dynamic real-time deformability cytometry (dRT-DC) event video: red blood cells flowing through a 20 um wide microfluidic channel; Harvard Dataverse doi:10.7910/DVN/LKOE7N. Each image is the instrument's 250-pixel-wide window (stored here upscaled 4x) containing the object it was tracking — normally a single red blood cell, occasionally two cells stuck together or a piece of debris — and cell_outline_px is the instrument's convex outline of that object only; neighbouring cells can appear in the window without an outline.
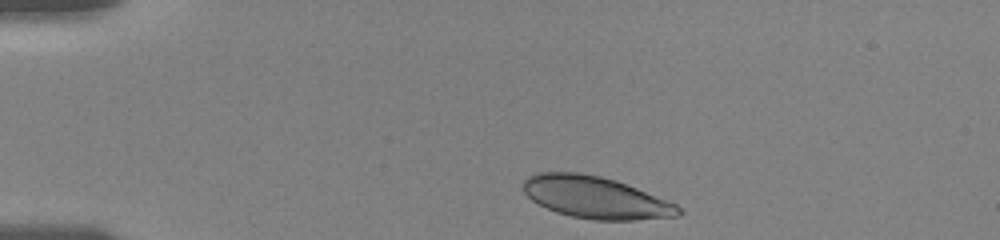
{"species": "human", "species_latin": "Homo sapiens", "temperature_condition": "room temperature", "stored_images_in_passage": 28, "camera_frame_rate_fps": 3000, "um_per_image_px": 0.085, "donor": {"sex": "female"}, "frame": {"image": 1, "passage_image": 2, "time_ms": 0.333, "image_size_px": [1000, 240], "cell_outline_px": [[684, 212], [680, 216], [636, 220], [592, 220], [572, 216], [556, 212], [532, 200], [524, 192], [524, 180], [528, 176], [536, 172], [576, 172], [600, 176], [616, 180], [676, 204]], "centroid_in_image_um": [50.64, 16.79], "position_along_channel_um": 34.4, "area_um2": 37.8}}
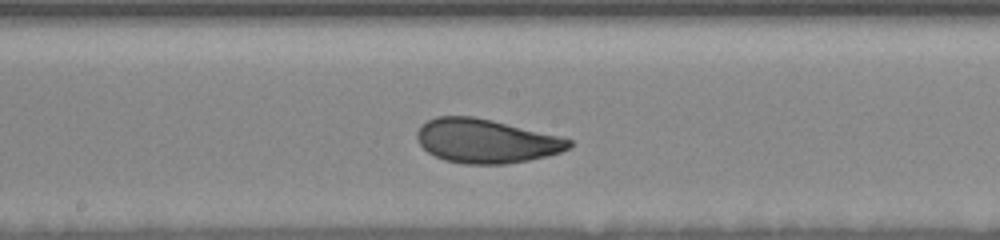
{"frame": {"image": 2, "passage_image": 16, "time_ms": 6.667, "image_size_px": [1000, 240], "cell_outline_px": [[572, 148], [548, 156], [528, 160], [504, 164], [464, 164], [444, 160], [428, 152], [416, 140], [416, 132], [420, 124], [436, 116], [472, 116], [492, 120], [560, 136], [572, 140]], "centroid_in_image_um": [41.3, 11.98], "position_along_channel_um": 206.9, "area_um2": 39.13}}
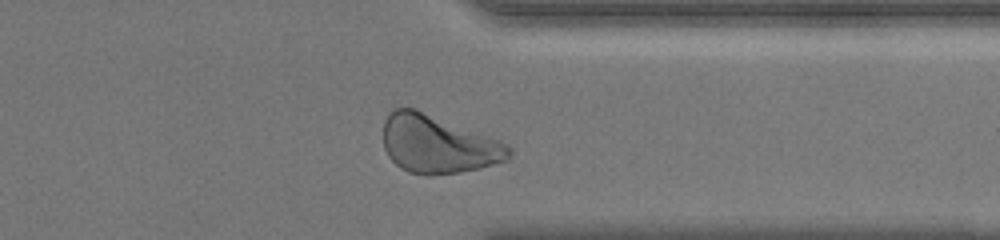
{"frame": {"image": 3, "passage_image": 26, "time_ms": 11.333, "image_size_px": [1000, 240], "cell_outline_px": [[512, 156], [508, 160], [480, 168], [460, 172], [432, 176], [428, 176], [408, 172], [400, 168], [388, 156], [384, 148], [384, 120], [388, 112], [392, 108], [416, 108], [500, 140], [508, 144], [512, 148]], "centroid_in_image_um": [37.24, 12.26], "position_along_channel_um": 374.2, "area_um2": 43.06}, "authors_computed_cell_mechanics": {"area_um2": 39.3618, "velocity_mm_per_s": 3.6014, "shape_relaxation_time_tau1_ms": 5.4581, "shape_relaxation_time_tau2_ms": null, "deformation_change_tau1": 0.1614, "deformation_change_tau2": null}}